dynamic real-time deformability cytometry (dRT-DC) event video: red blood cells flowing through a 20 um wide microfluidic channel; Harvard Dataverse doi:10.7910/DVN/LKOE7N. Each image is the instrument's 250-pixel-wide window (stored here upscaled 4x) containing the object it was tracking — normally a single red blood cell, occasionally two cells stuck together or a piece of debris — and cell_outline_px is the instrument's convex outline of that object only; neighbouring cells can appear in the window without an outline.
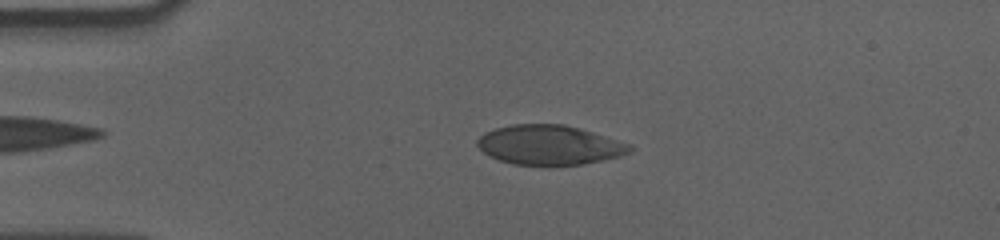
{"species": "human", "species_latin": "Homo sapiens", "temperature_condition": "cold", "stored_images_in_passage": 50, "camera_frame_rate_fps": 3000, "um_per_image_px": 0.085, "donor": {"sex": "male"}, "frame": {"image": 1, "passage_image": 12, "time_ms": 3.667, "image_size_px": [1000, 240], "cell_outline_px": [[632, 152], [620, 156], [604, 160], [580, 164], [512, 164], [488, 156], [476, 144], [476, 140], [484, 132], [496, 128], [512, 124], [564, 124], [580, 128], [632, 144]], "centroid_in_image_um": [46.71, 12.31], "position_along_channel_um": 38.3, "area_um2": 35.08}}
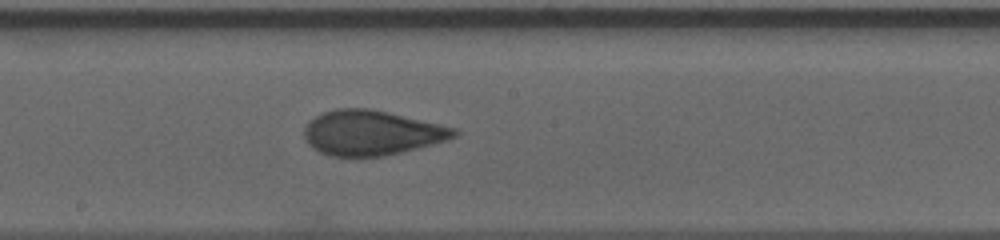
{"frame": {"image": 2, "passage_image": 30, "time_ms": 9.667, "image_size_px": [1000, 240], "cell_outline_px": [[460, 132], [456, 136], [448, 140], [384, 156], [332, 156], [320, 152], [312, 148], [308, 144], [304, 136], [304, 128], [316, 116], [324, 112], [336, 108], [368, 108], [440, 124], [456, 128]], "centroid_in_image_um": [31.58, 11.29], "position_along_channel_um": 216.6, "area_um2": 38.84}}
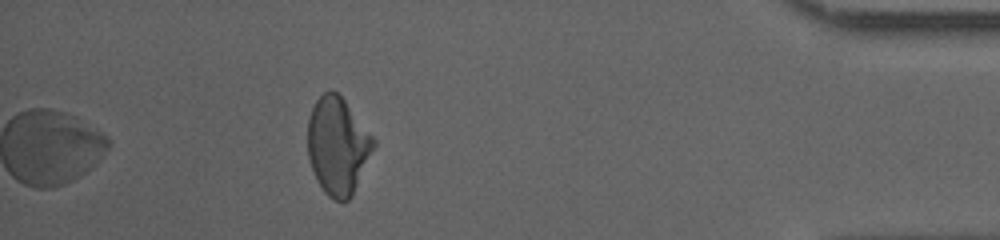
{"frame": {"image": 3, "passage_image": 50, "time_ms": 16.333, "image_size_px": [1000, 240], "cell_outline_px": [[376, 144], [352, 196], [348, 200], [336, 200], [328, 196], [324, 192], [316, 180], [308, 156], [308, 116], [316, 100], [324, 92], [332, 88], [344, 100], [376, 140]], "centroid_in_image_um": [28.7, 12.39], "position_along_channel_um": 406.5, "area_um2": 37.17}, "authors_computed_cell_mechanics": {"area_um2": 38.726, "velocity_mm_per_s": 3.5622, "shape_relaxation_time_tau1_ms": 6.5952, "shape_relaxation_time_tau2_ms": 1.4672, "deformation_change_tau1": 0.1567, "deformation_change_tau2": 0.0671}}